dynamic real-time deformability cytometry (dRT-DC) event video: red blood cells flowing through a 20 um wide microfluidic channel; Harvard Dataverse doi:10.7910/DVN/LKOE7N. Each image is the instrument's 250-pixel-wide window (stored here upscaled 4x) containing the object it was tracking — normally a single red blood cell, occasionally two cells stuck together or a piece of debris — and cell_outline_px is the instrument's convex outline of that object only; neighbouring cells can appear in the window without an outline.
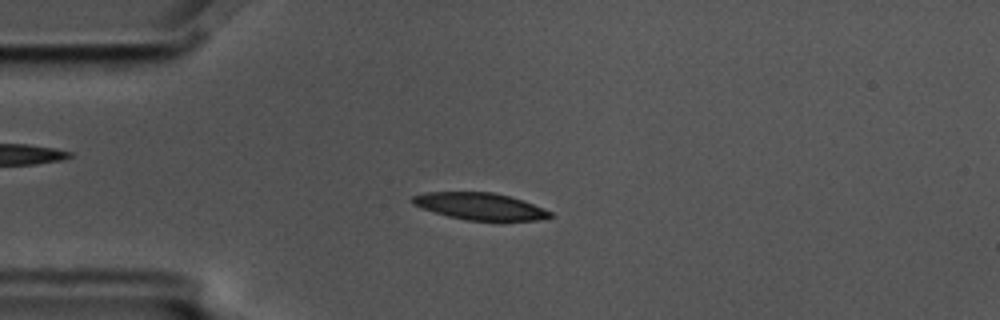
{"species": "common noctule bat (a hibernating species)", "species_latin": "Nyctalus noctula", "temperature_condition": "cold", "stored_images_in_passage": 7, "camera_frame_rate_fps": 3000, "um_per_image_px": 0.085, "animal": {"sex": "male", "body_mass_g": 17.5, "forearm_length_mm": 52.3}, "frame": {"image": 1, "passage_image": 3, "time_ms": 0.667, "image_size_px": [1000, 320], "cell_outline_px": [[552, 216], [536, 220], [468, 220], [448, 216], [412, 204], [412, 196], [428, 192], [492, 192], [508, 196], [532, 204], [552, 212]], "centroid_in_image_um": [40.77, 17.53], "position_along_channel_um": 44.2, "area_um2": 21.04}}